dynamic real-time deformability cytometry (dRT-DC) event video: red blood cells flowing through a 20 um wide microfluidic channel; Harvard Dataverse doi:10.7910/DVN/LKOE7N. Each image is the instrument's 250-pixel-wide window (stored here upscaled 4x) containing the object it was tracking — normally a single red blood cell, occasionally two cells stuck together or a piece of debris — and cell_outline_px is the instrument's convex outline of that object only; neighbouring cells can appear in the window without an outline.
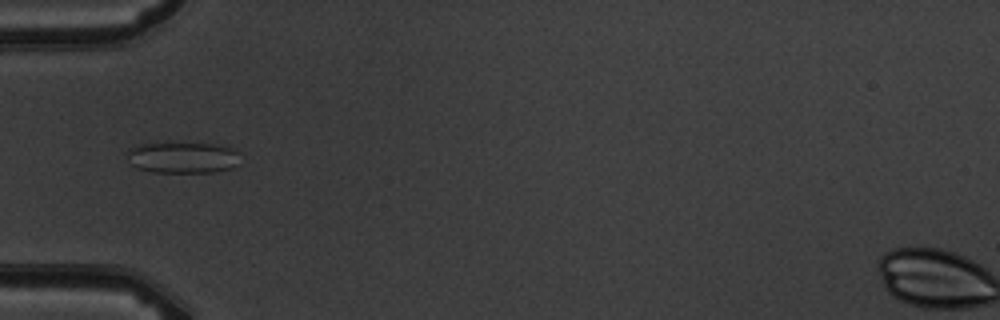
{"species": "common noctule bat (a hibernating species)", "species_latin": "Nyctalus noctula", "temperature_condition": "warm", "stored_images_in_passage": 3, "camera_frame_rate_fps": 3000, "um_per_image_px": 0.085, "animal": {"sex": "male", "body_mass_g": 19.5, "forearm_length_mm": 54.6}, "frame": {"image": 1, "passage_image": 3, "time_ms": 2.333, "image_size_px": [1000, 320], "cell_outline_px": [[236, 164], [232, 168], [216, 172], [152, 172], [136, 168], [132, 164], [128, 156], [128, 148], [140, 144], [216, 144], [232, 148], [236, 152]], "centroid_in_image_um": [15.49, 13.41], "position_along_channel_um": 69.5, "area_um2": 20.11}}